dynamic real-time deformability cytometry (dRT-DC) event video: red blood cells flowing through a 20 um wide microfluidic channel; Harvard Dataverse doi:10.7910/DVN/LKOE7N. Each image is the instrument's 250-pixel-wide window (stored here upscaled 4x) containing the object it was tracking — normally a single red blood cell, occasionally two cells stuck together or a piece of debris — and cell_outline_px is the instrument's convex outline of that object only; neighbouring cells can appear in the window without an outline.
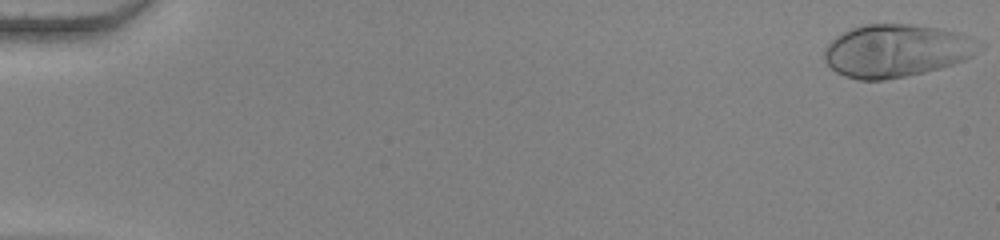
{"species": "human", "species_latin": "Homo sapiens", "temperature_condition": "warm", "stored_images_in_passage": 55, "camera_frame_rate_fps": 3000, "um_per_image_px": 0.085, "donor": {"sex": "female"}, "frame": {"image": 1, "passage_image": 1, "time_ms": 0.0, "image_size_px": [1000, 240], "cell_outline_px": [[984, 48], [972, 56], [964, 60], [940, 68], [908, 76], [884, 80], [860, 80], [844, 76], [836, 72], [824, 60], [824, 52], [828, 44], [836, 36], [852, 28], [864, 24], [912, 24], [940, 28], [960, 32], [976, 36], [984, 40]], "centroid_in_image_um": [76.29, 4.29], "position_along_channel_um": 8.7, "area_um2": 48.32}}
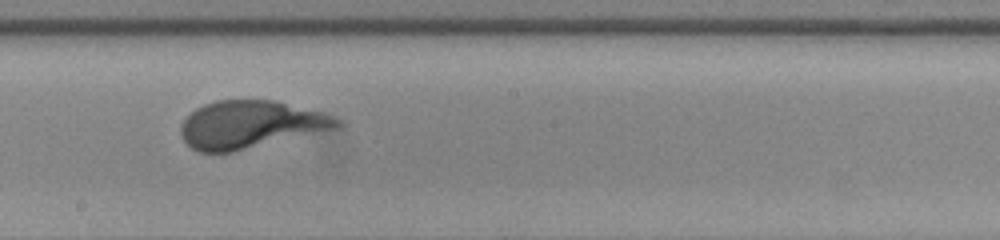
{"frame": {"image": 2, "passage_image": 32, "time_ms": 10.333, "image_size_px": [1000, 240], "cell_outline_px": [[344, 124], [340, 128], [232, 152], [200, 152], [192, 148], [180, 136], [180, 124], [196, 108], [204, 104], [216, 100], [272, 100], [324, 112], [340, 120]], "centroid_in_image_um": [21.31, 10.59], "position_along_channel_um": 226.9, "area_um2": 43.41}}
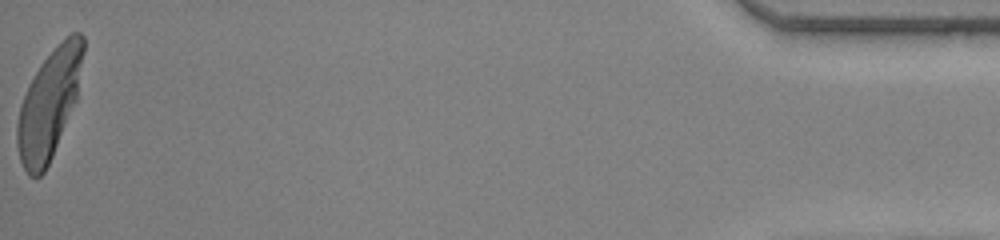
{"frame": {"image": 3, "passage_image": 55, "time_ms": 18.0, "image_size_px": [1000, 240], "cell_outline_px": [[84, 52], [76, 100], [52, 156], [44, 172], [40, 176], [28, 176], [20, 160], [16, 144], [16, 124], [20, 104], [28, 84], [40, 64], [72, 32], [80, 32], [84, 36]], "centroid_in_image_um": [4.15, 8.87], "position_along_channel_um": 431.1, "area_um2": 41.38}}